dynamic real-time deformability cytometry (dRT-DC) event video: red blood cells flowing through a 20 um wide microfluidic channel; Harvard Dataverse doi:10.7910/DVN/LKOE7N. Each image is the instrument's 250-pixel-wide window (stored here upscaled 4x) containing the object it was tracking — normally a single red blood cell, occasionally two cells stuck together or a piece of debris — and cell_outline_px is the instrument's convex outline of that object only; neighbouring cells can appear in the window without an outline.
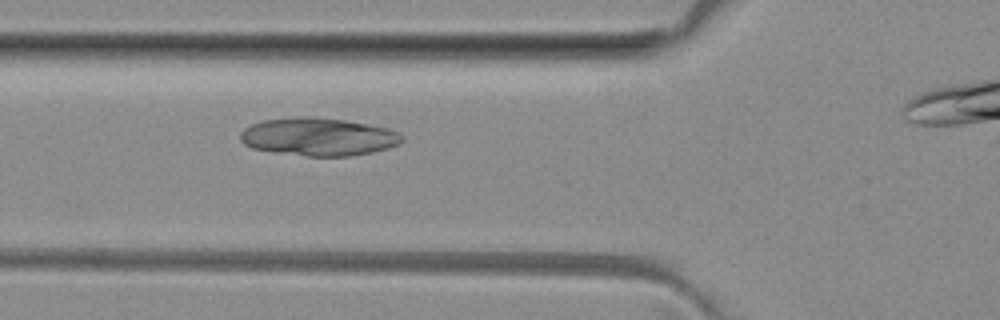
{"species": "common noctule bat (a hibernating species)", "species_latin": "Nyctalus noctula", "temperature_condition": "room temperature", "stored_images_in_passage": 4, "camera_frame_rate_fps": 3000, "um_per_image_px": 0.085, "animal": {"sex": "female", "body_mass_g": 29.2, "forearm_length_mm": 56.3}, "frame": {"image": 1, "passage_image": 3, "time_ms": 3.0, "image_size_px": [1000, 320], "cell_outline_px": [[404, 140], [388, 148], [372, 152], [352, 156], [308, 156], [252, 148], [244, 144], [240, 140], [240, 132], [244, 128], [252, 124], [264, 120], [308, 116], [344, 120], [388, 128], [400, 132], [404, 136]], "centroid_in_image_um": [27.09, 11.63], "position_along_channel_um": 98.7, "area_um2": 35.49}}